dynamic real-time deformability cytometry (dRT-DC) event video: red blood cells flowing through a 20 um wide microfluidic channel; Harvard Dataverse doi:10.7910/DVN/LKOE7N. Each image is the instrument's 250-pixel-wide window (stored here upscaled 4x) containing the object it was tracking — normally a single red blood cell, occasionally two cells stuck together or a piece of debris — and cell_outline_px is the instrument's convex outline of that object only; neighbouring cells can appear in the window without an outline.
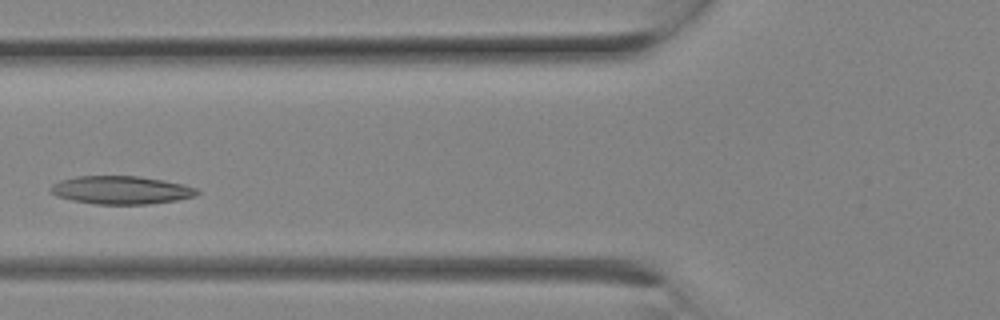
{"species": "Egyptian fruit bat (a non-hibernating species)", "species_latin": "Rousettus aegyptiacus", "temperature_condition": "room temperature", "stored_images_in_passage": 10, "camera_frame_rate_fps": 3000, "um_per_image_px": 0.085, "animal": {"sex": "female"}, "frame": {"image": 1, "passage_image": 6, "time_ms": 1.667, "image_size_px": [1000, 320], "cell_outline_px": [[200, 192], [196, 196], [176, 200], [148, 204], [92, 204], [72, 200], [56, 196], [48, 192], [48, 188], [52, 184], [60, 180], [76, 176], [140, 176], [164, 180], [184, 184], [196, 188]], "centroid_in_image_um": [10.26, 16.15], "position_along_channel_um": 115.5, "area_um2": 24.28}}
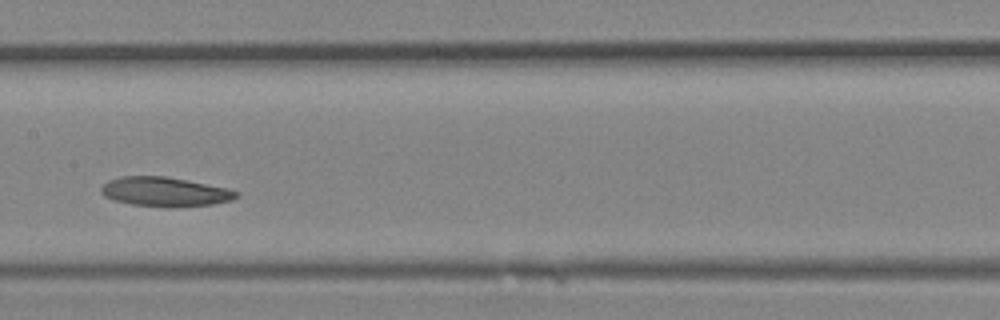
{"frame": {"image": 2, "passage_image": 9, "time_ms": 2.667, "image_size_px": [1000, 320], "cell_outline_px": [[240, 196], [232, 200], [212, 204], [132, 204], [116, 200], [104, 196], [100, 192], [100, 188], [108, 180], [124, 176], [164, 176], [228, 188], [240, 192]], "centroid_in_image_um": [14.02, 16.25], "position_along_channel_um": 193.4, "area_um2": 21.96}}